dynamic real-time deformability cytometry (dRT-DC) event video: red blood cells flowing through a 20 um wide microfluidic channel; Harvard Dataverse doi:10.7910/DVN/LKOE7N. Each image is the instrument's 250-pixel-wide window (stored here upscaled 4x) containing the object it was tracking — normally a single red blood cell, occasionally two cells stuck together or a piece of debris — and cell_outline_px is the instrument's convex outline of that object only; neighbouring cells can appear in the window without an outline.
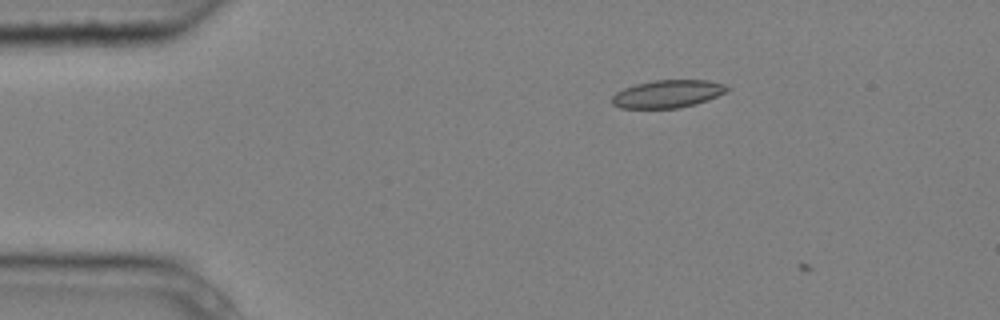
{"species": "common noctule bat (a hibernating species)", "species_latin": "Nyctalus noctula", "temperature_condition": "cold", "stored_images_in_passage": 4, "camera_frame_rate_fps": 3000, "um_per_image_px": 0.085, "animal": {"sex": "male", "body_mass_g": 20.4}, "frame": {"image": 1, "passage_image": 3, "time_ms": 0.667, "image_size_px": [1000, 320], "cell_outline_px": [[728, 88], [724, 92], [708, 100], [680, 108], [620, 108], [612, 104], [612, 96], [616, 92], [624, 88], [636, 84], [656, 80], [708, 80], [724, 84]], "centroid_in_image_um": [56.71, 7.98], "position_along_channel_um": 28.3, "area_um2": 18.44}}